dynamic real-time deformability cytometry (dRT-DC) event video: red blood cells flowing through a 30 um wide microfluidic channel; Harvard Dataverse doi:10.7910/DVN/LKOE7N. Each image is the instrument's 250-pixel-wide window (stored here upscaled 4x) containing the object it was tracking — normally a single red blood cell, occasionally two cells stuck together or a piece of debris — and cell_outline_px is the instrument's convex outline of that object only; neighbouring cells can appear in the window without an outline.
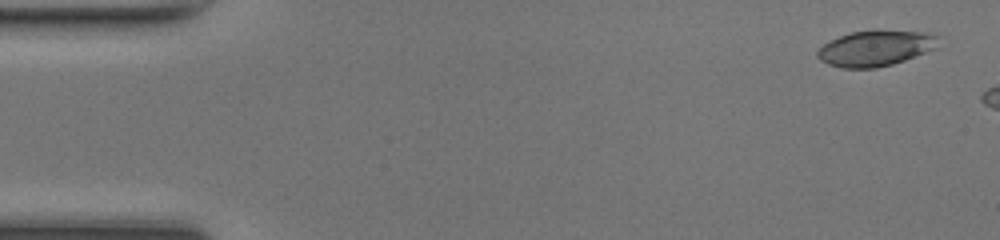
{"species": "common noctule bat (a hibernating species)", "species_latin": "Nyctalus noctula", "temperature_condition": "room temperature", "stored_images_in_passage": 8, "camera_frame_rate_fps": 3000, "um_per_image_px": 0.085, "animal": {"sex": "female", "body_mass_g": 17.0, "forearm_length_mm": 48.0}, "frame": {"image": 1, "passage_image": 2, "time_ms": 0.333, "image_size_px": [1000, 240], "cell_outline_px": [[940, 36], [936, 48], [904, 60], [892, 64], [876, 68], [844, 68], [828, 64], [820, 60], [816, 56], [816, 52], [824, 44], [840, 36], [852, 32], [876, 28], [932, 32]], "centroid_in_image_um": [74.47, 4.06], "position_along_channel_um": 10.5, "area_um2": 25.66}}